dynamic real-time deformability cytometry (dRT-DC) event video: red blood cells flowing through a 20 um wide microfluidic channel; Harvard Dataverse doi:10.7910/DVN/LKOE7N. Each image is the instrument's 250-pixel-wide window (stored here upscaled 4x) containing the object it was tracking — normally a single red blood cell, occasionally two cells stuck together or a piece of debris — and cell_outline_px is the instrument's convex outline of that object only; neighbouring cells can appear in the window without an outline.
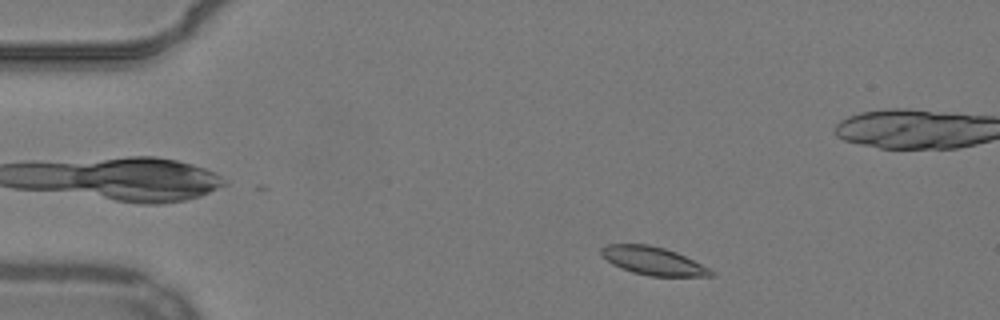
{"species": "common noctule bat (a hibernating species)", "species_latin": "Nyctalus noctula", "temperature_condition": "warm", "stored_images_in_passage": 39, "camera_frame_rate_fps": 3000, "um_per_image_px": 0.085, "animal": {"sex": "male", "body_mass_g": 19.2, "forearm_length_mm": 51.8}, "frame": {"image": 1, "passage_image": 5, "time_ms": 1.333, "image_size_px": [1000, 320], "cell_outline_px": [[716, 272], [712, 276], [648, 276], [632, 272], [620, 268], [612, 264], [600, 252], [600, 248], [608, 244], [648, 244], [664, 248], [676, 252]], "centroid_in_image_um": [55.49, 22.18], "position_along_channel_um": 29.5, "area_um2": 17.8}}
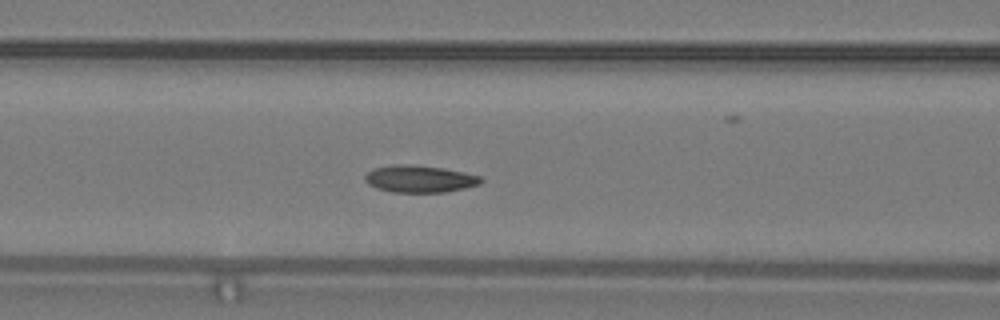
{"frame": {"image": 2, "passage_image": 18, "time_ms": 5.667, "image_size_px": [1000, 320], "cell_outline_px": [[484, 180], [480, 184], [448, 192], [392, 192], [376, 188], [368, 184], [364, 180], [364, 176], [372, 168], [396, 164], [404, 164], [444, 168], [464, 172], [480, 176]], "centroid_in_image_um": [35.66, 15.21], "position_along_channel_um": 130.9, "area_um2": 18.38}}
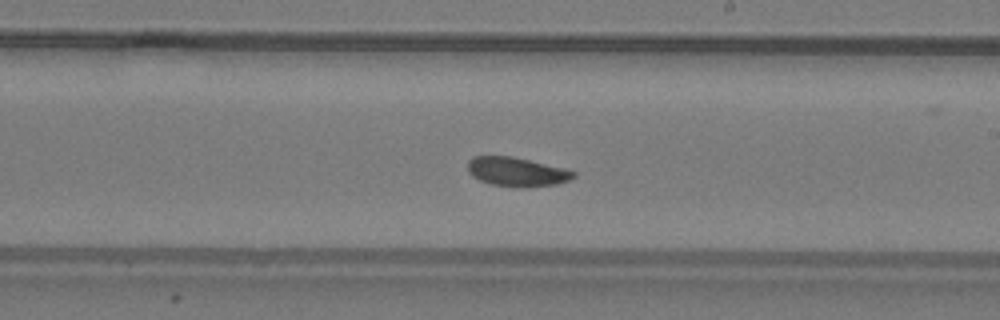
{"frame": {"image": 3, "passage_image": 27, "time_ms": 8.667, "image_size_px": [1000, 320], "cell_outline_px": [[576, 176], [568, 180], [556, 184], [524, 188], [516, 188], [492, 184], [480, 180], [472, 176], [468, 172], [468, 160], [472, 156], [512, 156], [564, 168], [576, 172]], "centroid_in_image_um": [43.91, 14.61], "position_along_channel_um": 245.1, "area_um2": 18.03}, "authors_computed_cell_mechanics": {"area_um2": 18.0336, "velocity_mm_per_s": 3.8101, "shape_relaxation_time_tau1_ms": 2.8666, "shape_relaxation_time_tau2_ms": 2.9408, "deformation_change_tau1": 0.0991, "deformation_change_tau2": 0.0794}}